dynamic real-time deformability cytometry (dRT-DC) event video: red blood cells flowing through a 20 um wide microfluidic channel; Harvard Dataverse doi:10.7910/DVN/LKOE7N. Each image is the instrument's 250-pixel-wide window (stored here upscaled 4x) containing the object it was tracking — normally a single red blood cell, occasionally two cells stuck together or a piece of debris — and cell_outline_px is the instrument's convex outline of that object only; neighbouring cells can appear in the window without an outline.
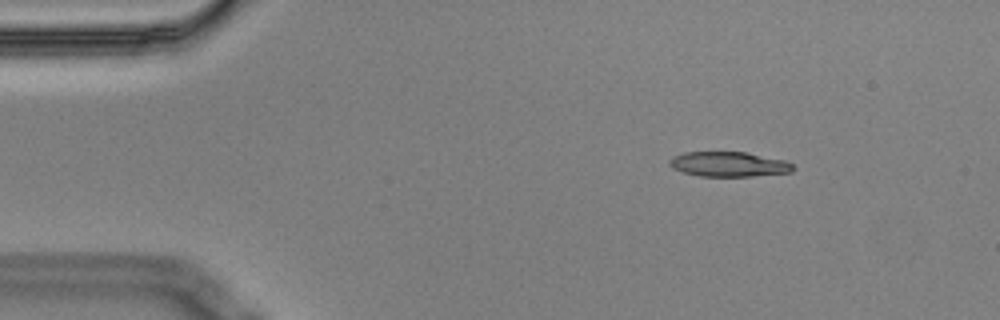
{"species": "Egyptian fruit bat (a non-hibernating species)", "species_latin": "Rousettus aegyptiacus", "temperature_condition": "cold", "stored_images_in_passage": 4, "camera_frame_rate_fps": 3000, "um_per_image_px": 0.085, "animal": {"sex": "male"}, "frame": {"image": 1, "passage_image": 1, "time_ms": 0.0, "image_size_px": [1000, 320], "cell_outline_px": [[796, 168], [792, 172], [752, 176], [700, 176], [684, 172], [672, 168], [668, 164], [668, 160], [672, 156], [684, 152], [744, 152], [784, 160], [792, 164]], "centroid_in_image_um": [61.92, 13.96], "position_along_channel_um": 23.1, "area_um2": 17.92}}
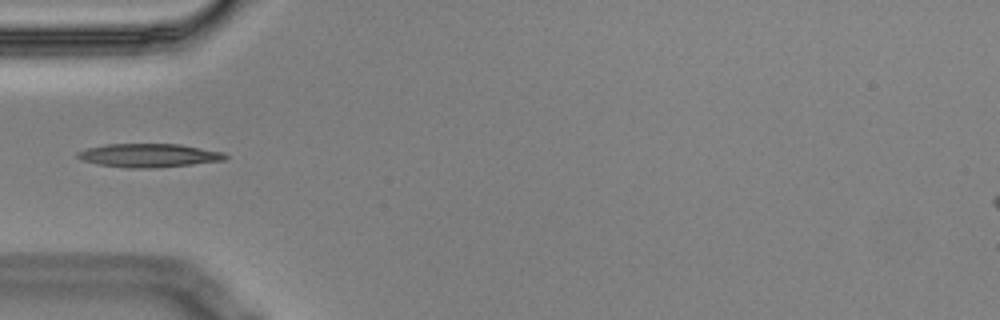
{"frame": {"image": 2, "passage_image": 4, "time_ms": 1.0, "image_size_px": [1000, 320], "cell_outline_px": [[228, 156], [224, 160], [192, 164], [156, 168], [128, 168], [96, 164], [84, 160], [76, 156], [76, 152], [88, 148], [104, 144], [180, 144], [224, 152]], "centroid_in_image_um": [12.65, 13.21], "position_along_channel_um": 72.4, "area_um2": 20.29}}